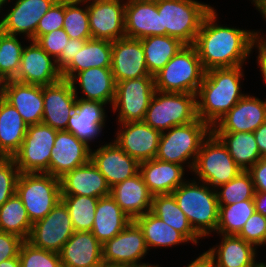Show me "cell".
Masks as SVG:
<instances>
[{
  "instance_id": "obj_1",
  "label": "cell",
  "mask_w": 266,
  "mask_h": 267,
  "mask_svg": "<svg viewBox=\"0 0 266 267\" xmlns=\"http://www.w3.org/2000/svg\"><path fill=\"white\" fill-rule=\"evenodd\" d=\"M214 8L205 16L194 46L205 71L243 66L252 52L258 31L241 30L217 24Z\"/></svg>"
},
{
  "instance_id": "obj_2",
  "label": "cell",
  "mask_w": 266,
  "mask_h": 267,
  "mask_svg": "<svg viewBox=\"0 0 266 267\" xmlns=\"http://www.w3.org/2000/svg\"><path fill=\"white\" fill-rule=\"evenodd\" d=\"M242 70L237 66L205 71L196 94L197 114L211 128L245 95L241 93Z\"/></svg>"
},
{
  "instance_id": "obj_3",
  "label": "cell",
  "mask_w": 266,
  "mask_h": 267,
  "mask_svg": "<svg viewBox=\"0 0 266 267\" xmlns=\"http://www.w3.org/2000/svg\"><path fill=\"white\" fill-rule=\"evenodd\" d=\"M179 208L185 213L194 231L205 238L216 232L219 220V203L216 189L207 183L186 180L172 192Z\"/></svg>"
},
{
  "instance_id": "obj_4",
  "label": "cell",
  "mask_w": 266,
  "mask_h": 267,
  "mask_svg": "<svg viewBox=\"0 0 266 267\" xmlns=\"http://www.w3.org/2000/svg\"><path fill=\"white\" fill-rule=\"evenodd\" d=\"M205 70L194 45H184L154 75L155 90L160 92L197 94Z\"/></svg>"
},
{
  "instance_id": "obj_5",
  "label": "cell",
  "mask_w": 266,
  "mask_h": 267,
  "mask_svg": "<svg viewBox=\"0 0 266 267\" xmlns=\"http://www.w3.org/2000/svg\"><path fill=\"white\" fill-rule=\"evenodd\" d=\"M161 14L162 35L194 45L205 16L212 10L208 4L196 0H156Z\"/></svg>"
},
{
  "instance_id": "obj_6",
  "label": "cell",
  "mask_w": 266,
  "mask_h": 267,
  "mask_svg": "<svg viewBox=\"0 0 266 267\" xmlns=\"http://www.w3.org/2000/svg\"><path fill=\"white\" fill-rule=\"evenodd\" d=\"M211 132V127L199 118L189 124L174 126L161 133L155 158L182 166L188 163L187 167L192 170L202 142Z\"/></svg>"
},
{
  "instance_id": "obj_7",
  "label": "cell",
  "mask_w": 266,
  "mask_h": 267,
  "mask_svg": "<svg viewBox=\"0 0 266 267\" xmlns=\"http://www.w3.org/2000/svg\"><path fill=\"white\" fill-rule=\"evenodd\" d=\"M197 119L196 94L155 90L143 121L162 133Z\"/></svg>"
},
{
  "instance_id": "obj_8",
  "label": "cell",
  "mask_w": 266,
  "mask_h": 267,
  "mask_svg": "<svg viewBox=\"0 0 266 267\" xmlns=\"http://www.w3.org/2000/svg\"><path fill=\"white\" fill-rule=\"evenodd\" d=\"M16 194L34 223L44 218L61 200L60 179L47 173H20Z\"/></svg>"
},
{
  "instance_id": "obj_9",
  "label": "cell",
  "mask_w": 266,
  "mask_h": 267,
  "mask_svg": "<svg viewBox=\"0 0 266 267\" xmlns=\"http://www.w3.org/2000/svg\"><path fill=\"white\" fill-rule=\"evenodd\" d=\"M241 171L227 148L211 132L202 142L191 172L199 177L197 180L216 189L231 181Z\"/></svg>"
},
{
  "instance_id": "obj_10",
  "label": "cell",
  "mask_w": 266,
  "mask_h": 267,
  "mask_svg": "<svg viewBox=\"0 0 266 267\" xmlns=\"http://www.w3.org/2000/svg\"><path fill=\"white\" fill-rule=\"evenodd\" d=\"M56 129L44 123L29 125L20 149L13 155L20 173H47Z\"/></svg>"
},
{
  "instance_id": "obj_11",
  "label": "cell",
  "mask_w": 266,
  "mask_h": 267,
  "mask_svg": "<svg viewBox=\"0 0 266 267\" xmlns=\"http://www.w3.org/2000/svg\"><path fill=\"white\" fill-rule=\"evenodd\" d=\"M154 92L152 75L117 82L112 110H119L118 122L143 121Z\"/></svg>"
},
{
  "instance_id": "obj_12",
  "label": "cell",
  "mask_w": 266,
  "mask_h": 267,
  "mask_svg": "<svg viewBox=\"0 0 266 267\" xmlns=\"http://www.w3.org/2000/svg\"><path fill=\"white\" fill-rule=\"evenodd\" d=\"M73 233L70 213L60 200L44 218L32 224L26 241L36 248L59 253Z\"/></svg>"
},
{
  "instance_id": "obj_13",
  "label": "cell",
  "mask_w": 266,
  "mask_h": 267,
  "mask_svg": "<svg viewBox=\"0 0 266 267\" xmlns=\"http://www.w3.org/2000/svg\"><path fill=\"white\" fill-rule=\"evenodd\" d=\"M142 230L132 220L120 233L102 245L103 264L155 267L140 262L147 254Z\"/></svg>"
},
{
  "instance_id": "obj_14",
  "label": "cell",
  "mask_w": 266,
  "mask_h": 267,
  "mask_svg": "<svg viewBox=\"0 0 266 267\" xmlns=\"http://www.w3.org/2000/svg\"><path fill=\"white\" fill-rule=\"evenodd\" d=\"M92 1V2H91ZM123 0H84L88 4L92 39L115 41L125 35V3Z\"/></svg>"
},
{
  "instance_id": "obj_15",
  "label": "cell",
  "mask_w": 266,
  "mask_h": 267,
  "mask_svg": "<svg viewBox=\"0 0 266 267\" xmlns=\"http://www.w3.org/2000/svg\"><path fill=\"white\" fill-rule=\"evenodd\" d=\"M9 0H1L0 8ZM57 0H16L0 20V30L17 36L25 34L28 41H36L39 20Z\"/></svg>"
},
{
  "instance_id": "obj_16",
  "label": "cell",
  "mask_w": 266,
  "mask_h": 267,
  "mask_svg": "<svg viewBox=\"0 0 266 267\" xmlns=\"http://www.w3.org/2000/svg\"><path fill=\"white\" fill-rule=\"evenodd\" d=\"M56 60L46 53L36 41L23 48L20 69L15 81L38 86H48L62 80Z\"/></svg>"
},
{
  "instance_id": "obj_17",
  "label": "cell",
  "mask_w": 266,
  "mask_h": 267,
  "mask_svg": "<svg viewBox=\"0 0 266 267\" xmlns=\"http://www.w3.org/2000/svg\"><path fill=\"white\" fill-rule=\"evenodd\" d=\"M77 86H71L68 80L43 86L44 110L42 123L58 131L66 130L68 120L75 111Z\"/></svg>"
},
{
  "instance_id": "obj_18",
  "label": "cell",
  "mask_w": 266,
  "mask_h": 267,
  "mask_svg": "<svg viewBox=\"0 0 266 267\" xmlns=\"http://www.w3.org/2000/svg\"><path fill=\"white\" fill-rule=\"evenodd\" d=\"M114 142L139 163L154 159L157 154L161 132L144 121L120 123Z\"/></svg>"
},
{
  "instance_id": "obj_19",
  "label": "cell",
  "mask_w": 266,
  "mask_h": 267,
  "mask_svg": "<svg viewBox=\"0 0 266 267\" xmlns=\"http://www.w3.org/2000/svg\"><path fill=\"white\" fill-rule=\"evenodd\" d=\"M90 159L91 147L71 132L57 131L51 150L49 174L60 179L71 170L87 164Z\"/></svg>"
},
{
  "instance_id": "obj_20",
  "label": "cell",
  "mask_w": 266,
  "mask_h": 267,
  "mask_svg": "<svg viewBox=\"0 0 266 267\" xmlns=\"http://www.w3.org/2000/svg\"><path fill=\"white\" fill-rule=\"evenodd\" d=\"M266 122V100L244 95L211 128L212 132H254Z\"/></svg>"
},
{
  "instance_id": "obj_21",
  "label": "cell",
  "mask_w": 266,
  "mask_h": 267,
  "mask_svg": "<svg viewBox=\"0 0 266 267\" xmlns=\"http://www.w3.org/2000/svg\"><path fill=\"white\" fill-rule=\"evenodd\" d=\"M90 160L105 177L110 188L139 172L140 163L113 141L94 151L91 149Z\"/></svg>"
},
{
  "instance_id": "obj_22",
  "label": "cell",
  "mask_w": 266,
  "mask_h": 267,
  "mask_svg": "<svg viewBox=\"0 0 266 267\" xmlns=\"http://www.w3.org/2000/svg\"><path fill=\"white\" fill-rule=\"evenodd\" d=\"M111 71L116 83L150 75L140 39L124 37L112 42Z\"/></svg>"
},
{
  "instance_id": "obj_23",
  "label": "cell",
  "mask_w": 266,
  "mask_h": 267,
  "mask_svg": "<svg viewBox=\"0 0 266 267\" xmlns=\"http://www.w3.org/2000/svg\"><path fill=\"white\" fill-rule=\"evenodd\" d=\"M1 96L16 108L28 126L42 123L43 86L7 80L1 82Z\"/></svg>"
},
{
  "instance_id": "obj_24",
  "label": "cell",
  "mask_w": 266,
  "mask_h": 267,
  "mask_svg": "<svg viewBox=\"0 0 266 267\" xmlns=\"http://www.w3.org/2000/svg\"><path fill=\"white\" fill-rule=\"evenodd\" d=\"M125 35L143 39L162 35L161 14L156 0H127L125 2Z\"/></svg>"
},
{
  "instance_id": "obj_25",
  "label": "cell",
  "mask_w": 266,
  "mask_h": 267,
  "mask_svg": "<svg viewBox=\"0 0 266 267\" xmlns=\"http://www.w3.org/2000/svg\"><path fill=\"white\" fill-rule=\"evenodd\" d=\"M220 235L221 243L203 253L212 267H258L257 248L237 235Z\"/></svg>"
},
{
  "instance_id": "obj_26",
  "label": "cell",
  "mask_w": 266,
  "mask_h": 267,
  "mask_svg": "<svg viewBox=\"0 0 266 267\" xmlns=\"http://www.w3.org/2000/svg\"><path fill=\"white\" fill-rule=\"evenodd\" d=\"M62 267H97L103 265L102 244L91 231H74L59 252Z\"/></svg>"
},
{
  "instance_id": "obj_27",
  "label": "cell",
  "mask_w": 266,
  "mask_h": 267,
  "mask_svg": "<svg viewBox=\"0 0 266 267\" xmlns=\"http://www.w3.org/2000/svg\"><path fill=\"white\" fill-rule=\"evenodd\" d=\"M61 195H82L101 198L110 195L105 177L90 160L60 178Z\"/></svg>"
},
{
  "instance_id": "obj_28",
  "label": "cell",
  "mask_w": 266,
  "mask_h": 267,
  "mask_svg": "<svg viewBox=\"0 0 266 267\" xmlns=\"http://www.w3.org/2000/svg\"><path fill=\"white\" fill-rule=\"evenodd\" d=\"M105 106L102 102L85 101L77 96L75 111L70 116L65 131L71 132L90 147V142L98 138L105 126Z\"/></svg>"
},
{
  "instance_id": "obj_29",
  "label": "cell",
  "mask_w": 266,
  "mask_h": 267,
  "mask_svg": "<svg viewBox=\"0 0 266 267\" xmlns=\"http://www.w3.org/2000/svg\"><path fill=\"white\" fill-rule=\"evenodd\" d=\"M110 195L132 220L151 211L153 194L140 172L111 187Z\"/></svg>"
},
{
  "instance_id": "obj_30",
  "label": "cell",
  "mask_w": 266,
  "mask_h": 267,
  "mask_svg": "<svg viewBox=\"0 0 266 267\" xmlns=\"http://www.w3.org/2000/svg\"><path fill=\"white\" fill-rule=\"evenodd\" d=\"M184 169L182 165L164 162L156 158L139 164V172L153 195L172 194L186 180H183Z\"/></svg>"
},
{
  "instance_id": "obj_31",
  "label": "cell",
  "mask_w": 266,
  "mask_h": 267,
  "mask_svg": "<svg viewBox=\"0 0 266 267\" xmlns=\"http://www.w3.org/2000/svg\"><path fill=\"white\" fill-rule=\"evenodd\" d=\"M69 82L71 86H75L78 82L84 96L79 99L110 105L114 103L116 81L111 68L92 67L76 73Z\"/></svg>"
},
{
  "instance_id": "obj_32",
  "label": "cell",
  "mask_w": 266,
  "mask_h": 267,
  "mask_svg": "<svg viewBox=\"0 0 266 267\" xmlns=\"http://www.w3.org/2000/svg\"><path fill=\"white\" fill-rule=\"evenodd\" d=\"M132 219L120 208L111 195L98 199L92 234L103 245L120 233Z\"/></svg>"
},
{
  "instance_id": "obj_33",
  "label": "cell",
  "mask_w": 266,
  "mask_h": 267,
  "mask_svg": "<svg viewBox=\"0 0 266 267\" xmlns=\"http://www.w3.org/2000/svg\"><path fill=\"white\" fill-rule=\"evenodd\" d=\"M112 42L108 40H86L72 61L61 71L64 80L92 67L111 68Z\"/></svg>"
},
{
  "instance_id": "obj_34",
  "label": "cell",
  "mask_w": 266,
  "mask_h": 267,
  "mask_svg": "<svg viewBox=\"0 0 266 267\" xmlns=\"http://www.w3.org/2000/svg\"><path fill=\"white\" fill-rule=\"evenodd\" d=\"M27 127L16 108L0 95V151L6 157L20 149Z\"/></svg>"
},
{
  "instance_id": "obj_35",
  "label": "cell",
  "mask_w": 266,
  "mask_h": 267,
  "mask_svg": "<svg viewBox=\"0 0 266 267\" xmlns=\"http://www.w3.org/2000/svg\"><path fill=\"white\" fill-rule=\"evenodd\" d=\"M227 148L235 163L248 171L261 159L253 132H212Z\"/></svg>"
},
{
  "instance_id": "obj_36",
  "label": "cell",
  "mask_w": 266,
  "mask_h": 267,
  "mask_svg": "<svg viewBox=\"0 0 266 267\" xmlns=\"http://www.w3.org/2000/svg\"><path fill=\"white\" fill-rule=\"evenodd\" d=\"M133 221L142 230L148 250L150 247L166 248L189 242L182 233L167 225L151 211L136 217Z\"/></svg>"
},
{
  "instance_id": "obj_37",
  "label": "cell",
  "mask_w": 266,
  "mask_h": 267,
  "mask_svg": "<svg viewBox=\"0 0 266 267\" xmlns=\"http://www.w3.org/2000/svg\"><path fill=\"white\" fill-rule=\"evenodd\" d=\"M151 212L162 219L167 225L182 233L191 243L197 245L201 237L190 225L173 194L153 195Z\"/></svg>"
},
{
  "instance_id": "obj_38",
  "label": "cell",
  "mask_w": 266,
  "mask_h": 267,
  "mask_svg": "<svg viewBox=\"0 0 266 267\" xmlns=\"http://www.w3.org/2000/svg\"><path fill=\"white\" fill-rule=\"evenodd\" d=\"M149 74H157L171 58L185 45L179 39L168 35L148 36L140 39Z\"/></svg>"
},
{
  "instance_id": "obj_39",
  "label": "cell",
  "mask_w": 266,
  "mask_h": 267,
  "mask_svg": "<svg viewBox=\"0 0 266 267\" xmlns=\"http://www.w3.org/2000/svg\"><path fill=\"white\" fill-rule=\"evenodd\" d=\"M32 224L17 194L9 198L0 207V231L12 233L27 240Z\"/></svg>"
},
{
  "instance_id": "obj_40",
  "label": "cell",
  "mask_w": 266,
  "mask_h": 267,
  "mask_svg": "<svg viewBox=\"0 0 266 267\" xmlns=\"http://www.w3.org/2000/svg\"><path fill=\"white\" fill-rule=\"evenodd\" d=\"M255 211L254 200H244L230 205H219V220L216 233L237 235Z\"/></svg>"
},
{
  "instance_id": "obj_41",
  "label": "cell",
  "mask_w": 266,
  "mask_h": 267,
  "mask_svg": "<svg viewBox=\"0 0 266 267\" xmlns=\"http://www.w3.org/2000/svg\"><path fill=\"white\" fill-rule=\"evenodd\" d=\"M99 198L82 195H61L67 206L74 231H91Z\"/></svg>"
},
{
  "instance_id": "obj_42",
  "label": "cell",
  "mask_w": 266,
  "mask_h": 267,
  "mask_svg": "<svg viewBox=\"0 0 266 267\" xmlns=\"http://www.w3.org/2000/svg\"><path fill=\"white\" fill-rule=\"evenodd\" d=\"M24 46L15 35L0 30V81L13 80L20 69Z\"/></svg>"
},
{
  "instance_id": "obj_43",
  "label": "cell",
  "mask_w": 266,
  "mask_h": 267,
  "mask_svg": "<svg viewBox=\"0 0 266 267\" xmlns=\"http://www.w3.org/2000/svg\"><path fill=\"white\" fill-rule=\"evenodd\" d=\"M216 188L219 205H230L244 200H254L255 187L251 174L241 171L235 178ZM221 190V191H220Z\"/></svg>"
},
{
  "instance_id": "obj_44",
  "label": "cell",
  "mask_w": 266,
  "mask_h": 267,
  "mask_svg": "<svg viewBox=\"0 0 266 267\" xmlns=\"http://www.w3.org/2000/svg\"><path fill=\"white\" fill-rule=\"evenodd\" d=\"M84 3V0H65V16L63 20V29L70 39H92L88 4L86 7H78Z\"/></svg>"
},
{
  "instance_id": "obj_45",
  "label": "cell",
  "mask_w": 266,
  "mask_h": 267,
  "mask_svg": "<svg viewBox=\"0 0 266 267\" xmlns=\"http://www.w3.org/2000/svg\"><path fill=\"white\" fill-rule=\"evenodd\" d=\"M19 260L20 267H62L59 253L36 248L26 240L21 244Z\"/></svg>"
},
{
  "instance_id": "obj_46",
  "label": "cell",
  "mask_w": 266,
  "mask_h": 267,
  "mask_svg": "<svg viewBox=\"0 0 266 267\" xmlns=\"http://www.w3.org/2000/svg\"><path fill=\"white\" fill-rule=\"evenodd\" d=\"M20 171L12 157L0 158V207L16 194Z\"/></svg>"
},
{
  "instance_id": "obj_47",
  "label": "cell",
  "mask_w": 266,
  "mask_h": 267,
  "mask_svg": "<svg viewBox=\"0 0 266 267\" xmlns=\"http://www.w3.org/2000/svg\"><path fill=\"white\" fill-rule=\"evenodd\" d=\"M65 0H57L39 20L36 28V40L54 30L63 28Z\"/></svg>"
},
{
  "instance_id": "obj_48",
  "label": "cell",
  "mask_w": 266,
  "mask_h": 267,
  "mask_svg": "<svg viewBox=\"0 0 266 267\" xmlns=\"http://www.w3.org/2000/svg\"><path fill=\"white\" fill-rule=\"evenodd\" d=\"M266 233V217L259 212H254L246 221L237 236L252 244L255 248L261 246Z\"/></svg>"
},
{
  "instance_id": "obj_49",
  "label": "cell",
  "mask_w": 266,
  "mask_h": 267,
  "mask_svg": "<svg viewBox=\"0 0 266 267\" xmlns=\"http://www.w3.org/2000/svg\"><path fill=\"white\" fill-rule=\"evenodd\" d=\"M69 36L63 28L41 35L36 42L55 60L60 56L63 48L67 46Z\"/></svg>"
},
{
  "instance_id": "obj_50",
  "label": "cell",
  "mask_w": 266,
  "mask_h": 267,
  "mask_svg": "<svg viewBox=\"0 0 266 267\" xmlns=\"http://www.w3.org/2000/svg\"><path fill=\"white\" fill-rule=\"evenodd\" d=\"M25 240L18 235L0 231V263L19 255L21 244Z\"/></svg>"
},
{
  "instance_id": "obj_51",
  "label": "cell",
  "mask_w": 266,
  "mask_h": 267,
  "mask_svg": "<svg viewBox=\"0 0 266 267\" xmlns=\"http://www.w3.org/2000/svg\"><path fill=\"white\" fill-rule=\"evenodd\" d=\"M86 40L89 39H69L67 46L63 48L60 56L56 59V64L61 71L72 61L75 54L83 48Z\"/></svg>"
},
{
  "instance_id": "obj_52",
  "label": "cell",
  "mask_w": 266,
  "mask_h": 267,
  "mask_svg": "<svg viewBox=\"0 0 266 267\" xmlns=\"http://www.w3.org/2000/svg\"><path fill=\"white\" fill-rule=\"evenodd\" d=\"M255 191L266 192V157H261L249 170Z\"/></svg>"
},
{
  "instance_id": "obj_53",
  "label": "cell",
  "mask_w": 266,
  "mask_h": 267,
  "mask_svg": "<svg viewBox=\"0 0 266 267\" xmlns=\"http://www.w3.org/2000/svg\"><path fill=\"white\" fill-rule=\"evenodd\" d=\"M254 47L258 48V67H260L262 77L264 79V82L266 83V39L263 38L262 35L260 36V34H258L253 40L251 49H253Z\"/></svg>"
},
{
  "instance_id": "obj_54",
  "label": "cell",
  "mask_w": 266,
  "mask_h": 267,
  "mask_svg": "<svg viewBox=\"0 0 266 267\" xmlns=\"http://www.w3.org/2000/svg\"><path fill=\"white\" fill-rule=\"evenodd\" d=\"M253 133L261 157H266V122L260 125Z\"/></svg>"
},
{
  "instance_id": "obj_55",
  "label": "cell",
  "mask_w": 266,
  "mask_h": 267,
  "mask_svg": "<svg viewBox=\"0 0 266 267\" xmlns=\"http://www.w3.org/2000/svg\"><path fill=\"white\" fill-rule=\"evenodd\" d=\"M254 203L256 212L266 217V192L255 191Z\"/></svg>"
},
{
  "instance_id": "obj_56",
  "label": "cell",
  "mask_w": 266,
  "mask_h": 267,
  "mask_svg": "<svg viewBox=\"0 0 266 267\" xmlns=\"http://www.w3.org/2000/svg\"><path fill=\"white\" fill-rule=\"evenodd\" d=\"M208 263L206 256L202 253L199 257H197L194 261H192L186 267H204ZM155 267H160L156 265Z\"/></svg>"
},
{
  "instance_id": "obj_57",
  "label": "cell",
  "mask_w": 266,
  "mask_h": 267,
  "mask_svg": "<svg viewBox=\"0 0 266 267\" xmlns=\"http://www.w3.org/2000/svg\"><path fill=\"white\" fill-rule=\"evenodd\" d=\"M256 9L260 11L264 20L266 19V0H252ZM266 21V20H265Z\"/></svg>"
},
{
  "instance_id": "obj_58",
  "label": "cell",
  "mask_w": 266,
  "mask_h": 267,
  "mask_svg": "<svg viewBox=\"0 0 266 267\" xmlns=\"http://www.w3.org/2000/svg\"><path fill=\"white\" fill-rule=\"evenodd\" d=\"M0 267H20L19 255L12 259L2 261Z\"/></svg>"
},
{
  "instance_id": "obj_59",
  "label": "cell",
  "mask_w": 266,
  "mask_h": 267,
  "mask_svg": "<svg viewBox=\"0 0 266 267\" xmlns=\"http://www.w3.org/2000/svg\"><path fill=\"white\" fill-rule=\"evenodd\" d=\"M102 267H138V266L103 264Z\"/></svg>"
},
{
  "instance_id": "obj_60",
  "label": "cell",
  "mask_w": 266,
  "mask_h": 267,
  "mask_svg": "<svg viewBox=\"0 0 266 267\" xmlns=\"http://www.w3.org/2000/svg\"><path fill=\"white\" fill-rule=\"evenodd\" d=\"M258 267H266V263H264V262L259 263L258 262Z\"/></svg>"
},
{
  "instance_id": "obj_61",
  "label": "cell",
  "mask_w": 266,
  "mask_h": 267,
  "mask_svg": "<svg viewBox=\"0 0 266 267\" xmlns=\"http://www.w3.org/2000/svg\"><path fill=\"white\" fill-rule=\"evenodd\" d=\"M6 156L0 151V158H5Z\"/></svg>"
},
{
  "instance_id": "obj_62",
  "label": "cell",
  "mask_w": 266,
  "mask_h": 267,
  "mask_svg": "<svg viewBox=\"0 0 266 267\" xmlns=\"http://www.w3.org/2000/svg\"><path fill=\"white\" fill-rule=\"evenodd\" d=\"M264 246H265V244H266V233H265V236H264V241H263V243H262Z\"/></svg>"
},
{
  "instance_id": "obj_63",
  "label": "cell",
  "mask_w": 266,
  "mask_h": 267,
  "mask_svg": "<svg viewBox=\"0 0 266 267\" xmlns=\"http://www.w3.org/2000/svg\"><path fill=\"white\" fill-rule=\"evenodd\" d=\"M204 267H212L209 263H207Z\"/></svg>"
}]
</instances>
